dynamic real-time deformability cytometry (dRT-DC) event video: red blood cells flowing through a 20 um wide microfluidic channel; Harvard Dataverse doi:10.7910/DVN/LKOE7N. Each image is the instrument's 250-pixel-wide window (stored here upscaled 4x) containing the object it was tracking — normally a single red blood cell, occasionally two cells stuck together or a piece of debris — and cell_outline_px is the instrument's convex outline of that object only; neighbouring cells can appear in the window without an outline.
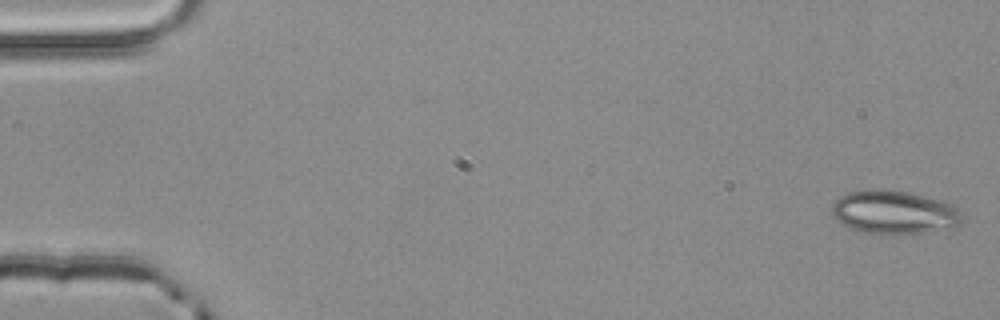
{"species": "common noctule bat (a hibernating species)", "species_latin": "Nyctalus noctula", "temperature_condition": "room temperature", "stored_images_in_passage": 4, "camera_frame_rate_fps": 3000, "um_per_image_px": 0.085, "animal": {"sex": "male", "body_mass_g": 20.4}, "frame": {"image": 1, "passage_image": 1, "time_ms": 0.0, "image_size_px": [1000, 320], "cell_outline_px": [[960, 228], [924, 232], [864, 232], [848, 228], [836, 220], [832, 216], [832, 204], [840, 196], [848, 192], [864, 188], [884, 188], [908, 192], [944, 200], [960, 208]], "centroid_in_image_um": [76.01, 18.0], "position_along_channel_um": 9.0, "area_um2": 33.29}}